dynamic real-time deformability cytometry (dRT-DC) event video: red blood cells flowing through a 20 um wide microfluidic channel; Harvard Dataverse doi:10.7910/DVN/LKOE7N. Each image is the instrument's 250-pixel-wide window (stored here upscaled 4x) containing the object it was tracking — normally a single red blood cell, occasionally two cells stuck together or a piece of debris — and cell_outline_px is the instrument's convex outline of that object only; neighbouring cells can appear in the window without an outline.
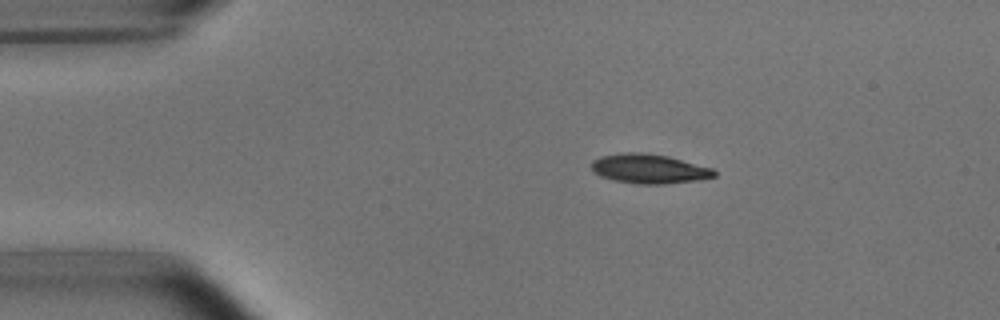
{"species": "common noctule bat (a hibernating species)", "species_latin": "Nyctalus noctula", "temperature_condition": "room temperature", "stored_images_in_passage": 46, "camera_frame_rate_fps": 3000, "um_per_image_px": 0.085, "animal": {"sex": "male", "body_mass_g": 15.6}, "frame": {"image": 1, "passage_image": 3, "time_ms": 0.667, "image_size_px": [1000, 320], "cell_outline_px": [[716, 176], [700, 180], [664, 184], [636, 184], [612, 180], [600, 176], [592, 168], [592, 160], [600, 156], [620, 152], [648, 152], [668, 156], [712, 168], [716, 172]], "centroid_in_image_um": [55.17, 14.34], "position_along_channel_um": 29.8, "area_um2": 21.27}}
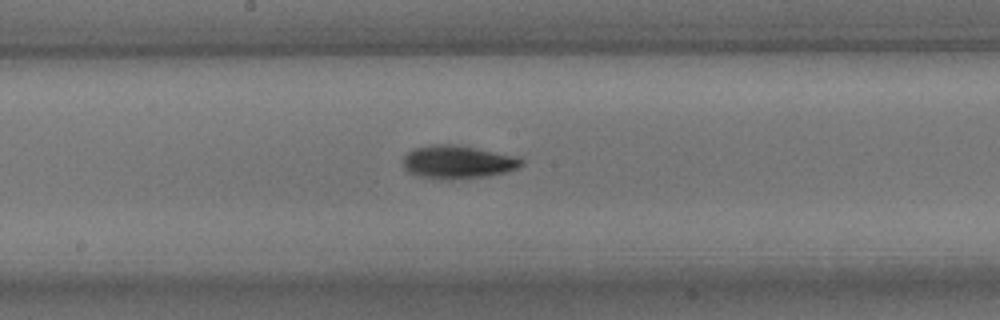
{"frame": {"image": 2, "passage_image": 21, "time_ms": 6.667, "image_size_px": [1000, 320], "cell_outline_px": [[524, 164], [516, 168], [504, 172], [484, 176], [452, 180], [448, 180], [416, 176], [408, 172], [404, 168], [404, 156], [408, 152], [416, 148], [432, 144], [456, 144], [516, 156], [524, 160]], "centroid_in_image_um": [38.89, 13.77], "position_along_channel_um": 209.3, "area_um2": 22.83}}
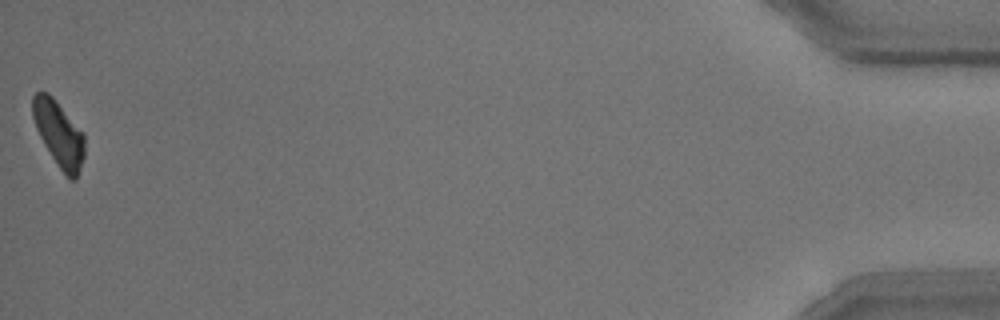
{"frame": {"image": 3, "passage_image": 46, "time_ms": 15.0, "image_size_px": [1000, 320], "cell_outline_px": [[84, 156], [76, 180], [68, 180], [44, 144], [36, 128], [32, 116], [32, 96], [36, 92], [48, 92], [52, 96], [84, 132]], "centroid_in_image_um": [5.01, 11.37], "position_along_channel_um": 430.2, "area_um2": 19.83}, "authors_computed_cell_mechanics": {"area_um2": 21.097, "velocity_mm_per_s": 3.7929, "shape_relaxation_time_tau1_ms": 2.89, "shape_relaxation_time_tau2_ms": 7.2335, "deformation_change_tau1": 0.123, "deformation_change_tau2": 0.134}}